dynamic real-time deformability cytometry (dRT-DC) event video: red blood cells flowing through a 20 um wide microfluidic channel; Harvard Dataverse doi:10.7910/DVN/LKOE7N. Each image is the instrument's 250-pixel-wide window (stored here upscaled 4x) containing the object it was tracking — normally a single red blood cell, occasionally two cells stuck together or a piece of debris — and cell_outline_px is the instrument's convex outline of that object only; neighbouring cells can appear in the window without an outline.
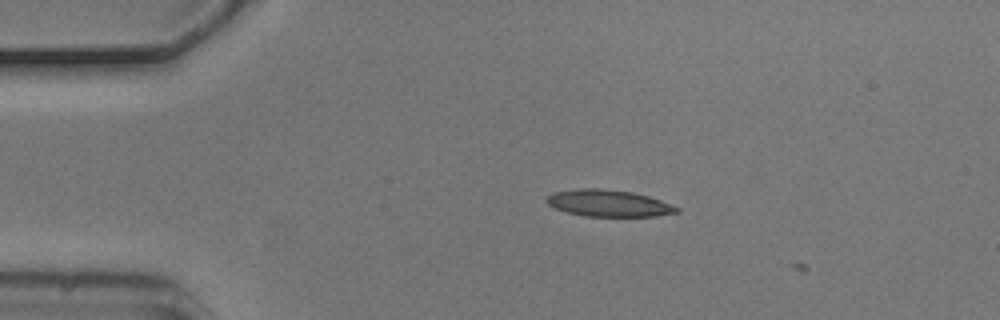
{"species": "common noctule bat (a hibernating species)", "species_latin": "Nyctalus noctula", "temperature_condition": "cold", "stored_images_in_passage": 3, "camera_frame_rate_fps": 3000, "um_per_image_px": 0.085, "animal": {"sex": "male", "body_mass_g": 20.5, "forearm_length_mm": 52.5}, "frame": {"image": 1, "passage_image": 2, "time_ms": 0.333, "image_size_px": [1000, 320], "cell_outline_px": [[680, 212], [656, 216], [584, 216], [568, 212], [556, 208], [548, 204], [544, 200], [552, 192], [576, 188], [600, 188], [632, 192], [648, 196], [660, 200], [680, 208]], "centroid_in_image_um": [51.71, 17.26], "position_along_channel_um": 33.3, "area_um2": 20.29}}